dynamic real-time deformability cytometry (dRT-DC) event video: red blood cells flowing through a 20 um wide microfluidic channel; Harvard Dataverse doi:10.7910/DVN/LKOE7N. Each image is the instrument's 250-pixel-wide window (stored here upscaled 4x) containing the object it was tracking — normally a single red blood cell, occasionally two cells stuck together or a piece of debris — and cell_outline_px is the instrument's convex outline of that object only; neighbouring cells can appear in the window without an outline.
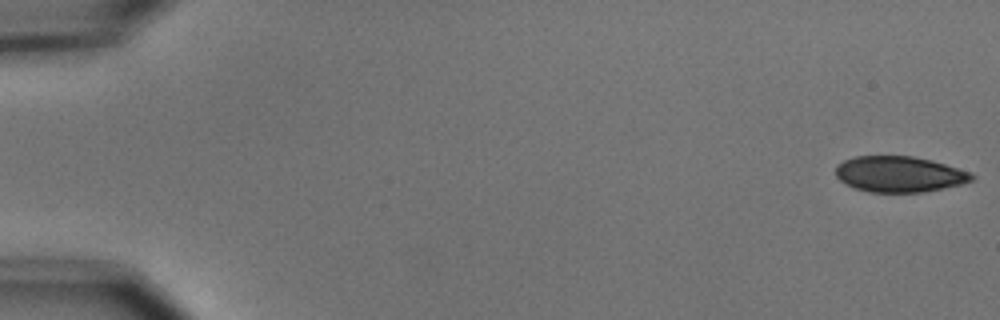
{"species": "common noctule bat (a hibernating species)", "species_latin": "Nyctalus noctula", "temperature_condition": "cold", "stored_images_in_passage": 5, "camera_frame_rate_fps": 3000, "um_per_image_px": 0.085, "animal": {"sex": "male", "body_mass_g": 15.6}, "frame": {"image": 1, "passage_image": 1, "time_ms": 0.0, "image_size_px": [1000, 320], "cell_outline_px": [[976, 176], [972, 180], [960, 184], [944, 188], [924, 192], [868, 192], [852, 188], [840, 180], [836, 176], [836, 164], [844, 160], [856, 156], [912, 156], [932, 160], [972, 172]], "centroid_in_image_um": [76.44, 14.8], "position_along_channel_um": 8.6, "area_um2": 28.61}}
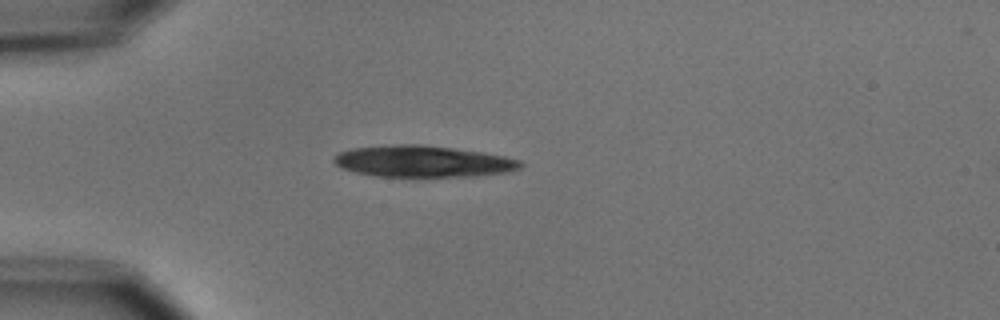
{"frame": {"image": 2, "passage_image": 5, "time_ms": 4.667, "image_size_px": [1000, 320], "cell_outline_px": [[524, 164], [520, 168], [508, 172], [476, 176], [376, 176], [356, 172], [340, 168], [332, 160], [332, 156], [340, 152], [352, 148], [392, 144], [420, 144], [484, 152], [504, 156], [520, 160]], "centroid_in_image_um": [35.94, 13.71], "position_along_channel_um": 49.1, "area_um2": 34.33}}